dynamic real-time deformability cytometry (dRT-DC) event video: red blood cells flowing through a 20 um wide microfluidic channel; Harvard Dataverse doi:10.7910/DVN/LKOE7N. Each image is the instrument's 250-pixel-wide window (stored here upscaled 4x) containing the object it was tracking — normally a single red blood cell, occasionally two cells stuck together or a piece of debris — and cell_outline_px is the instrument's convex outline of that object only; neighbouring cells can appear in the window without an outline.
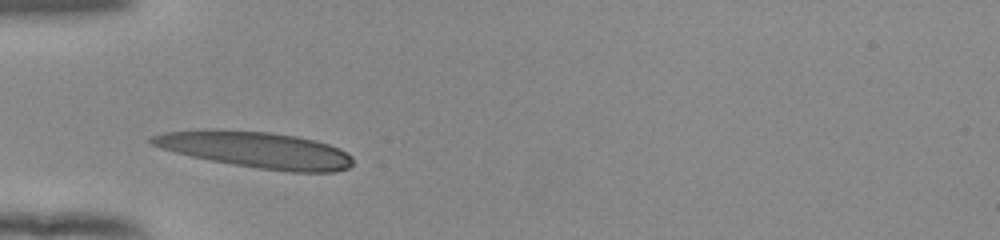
{"species": "human", "species_latin": "Homo sapiens", "temperature_condition": "room temperature", "stored_images_in_passage": 33, "camera_frame_rate_fps": 3000, "um_per_image_px": 0.085, "donor": {"sex": "female"}, "frame": {"image": 1, "passage_image": 1, "time_ms": 0.0, "image_size_px": [1000, 240], "cell_outline_px": [[352, 164], [348, 168], [336, 172], [292, 172], [260, 168], [212, 160], [192, 156], [176, 152], [152, 144], [148, 140], [148, 136], [164, 132], [204, 128], [216, 128], [268, 132], [296, 136], [316, 140], [340, 148], [352, 156]], "centroid_in_image_um": [21.76, 12.7], "position_along_channel_um": 63.2, "area_um2": 42.6}}
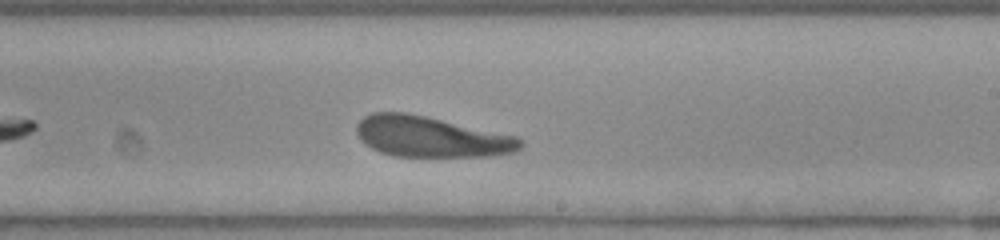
{"frame": {"image": 2, "passage_image": 16, "time_ms": 5.0, "image_size_px": [1000, 240], "cell_outline_px": [[524, 144], [516, 152], [492, 156], [392, 156], [380, 152], [364, 144], [360, 140], [356, 132], [356, 124], [364, 116], [372, 112], [404, 112], [424, 116], [516, 136]], "centroid_in_image_um": [36.6, 11.63], "position_along_channel_um": 252.4, "area_um2": 38.73}}
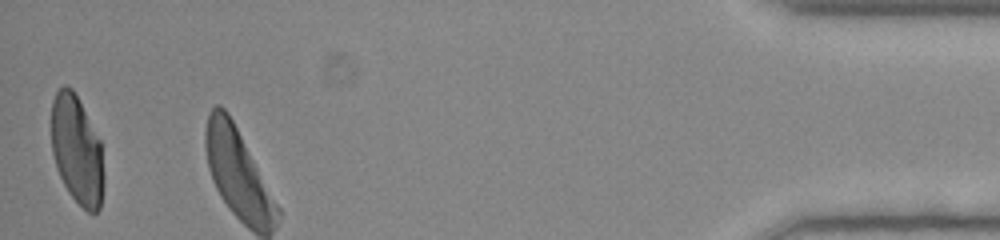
{"frame": {"image": 3, "passage_image": 33, "time_ms": 10.667, "image_size_px": [1000, 240], "cell_outline_px": [[104, 184], [100, 208], [96, 212], [88, 212], [68, 192], [60, 176], [52, 152], [52, 100], [56, 92], [64, 84], [68, 84], [72, 88], [100, 140], [104, 176]], "centroid_in_image_um": [6.54, 12.75], "position_along_channel_um": 428.7, "area_um2": 32.89}, "authors_computed_cell_mechanics": {"area_um2": 39.304, "velocity_mm_per_s": 3.8729, "shape_relaxation_time_tau1_ms": 2.8919, "shape_relaxation_time_tau2_ms": 2.449, "deformation_change_tau1": 0.1487, "deformation_change_tau2": 0.1254}}